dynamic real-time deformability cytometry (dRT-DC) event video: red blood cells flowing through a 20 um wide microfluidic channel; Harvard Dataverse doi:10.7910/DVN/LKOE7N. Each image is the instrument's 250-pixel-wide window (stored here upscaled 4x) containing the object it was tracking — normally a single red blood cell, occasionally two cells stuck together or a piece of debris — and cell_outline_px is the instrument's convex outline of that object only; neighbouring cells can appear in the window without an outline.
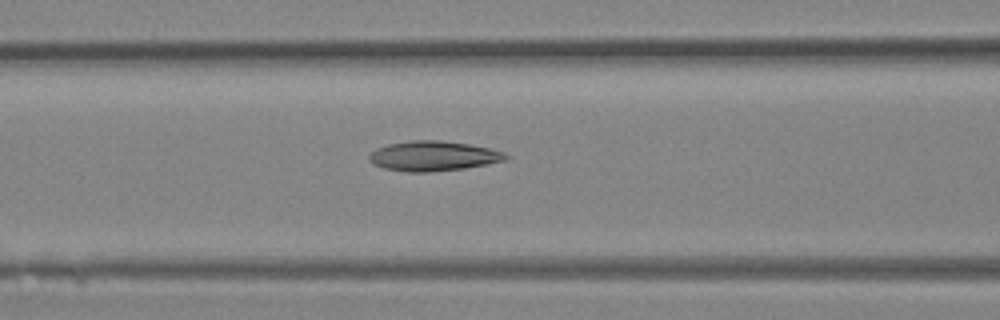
{"species": "Egyptian fruit bat (a non-hibernating species)", "species_latin": "Rousettus aegyptiacus", "temperature_condition": "room temperature", "stored_images_in_passage": 33, "camera_frame_rate_fps": 3000, "um_per_image_px": 0.085, "animal": {"sex": "female"}, "frame": {"image": 1, "passage_image": 13, "time_ms": 4.0, "image_size_px": [1000, 320], "cell_outline_px": [[512, 156], [508, 160], [488, 164], [464, 168], [428, 172], [408, 172], [384, 168], [368, 160], [368, 156], [376, 148], [388, 144], [412, 140], [440, 140], [468, 144], [488, 148], [504, 152]], "centroid_in_image_um": [36.86, 13.26], "position_along_channel_um": 129.7, "area_um2": 23.81}}
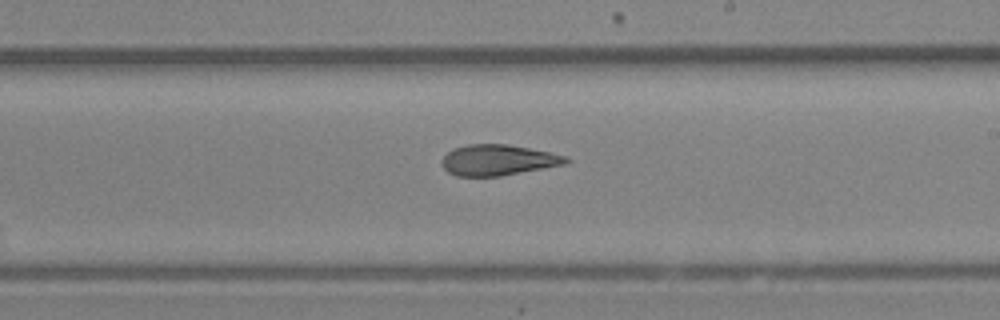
{"frame": {"image": 2, "passage_image": 19, "time_ms": 6.0, "image_size_px": [1000, 320], "cell_outline_px": [[572, 160], [568, 164], [500, 176], [456, 176], [448, 172], [440, 164], [440, 160], [448, 152], [456, 148], [468, 144], [508, 144], [548, 152], [564, 156]], "centroid_in_image_um": [42.33, 13.61], "position_along_channel_um": 246.7, "area_um2": 22.25}}
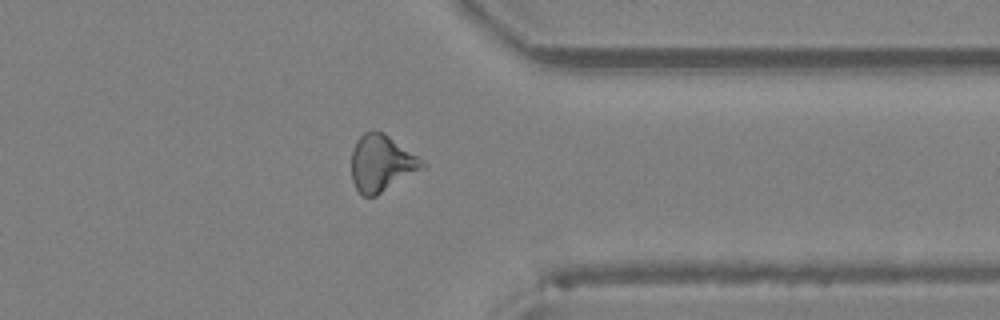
{"frame": {"image": 3, "passage_image": 26, "time_ms": 8.333, "image_size_px": [1000, 320], "cell_outline_px": [[428, 164], [424, 168], [376, 196], [364, 196], [356, 188], [352, 180], [352, 148], [356, 140], [364, 132], [372, 128], [384, 132], [420, 156]], "centroid_in_image_um": [32.45, 13.83], "position_along_channel_um": 378.9, "area_um2": 23.81}}